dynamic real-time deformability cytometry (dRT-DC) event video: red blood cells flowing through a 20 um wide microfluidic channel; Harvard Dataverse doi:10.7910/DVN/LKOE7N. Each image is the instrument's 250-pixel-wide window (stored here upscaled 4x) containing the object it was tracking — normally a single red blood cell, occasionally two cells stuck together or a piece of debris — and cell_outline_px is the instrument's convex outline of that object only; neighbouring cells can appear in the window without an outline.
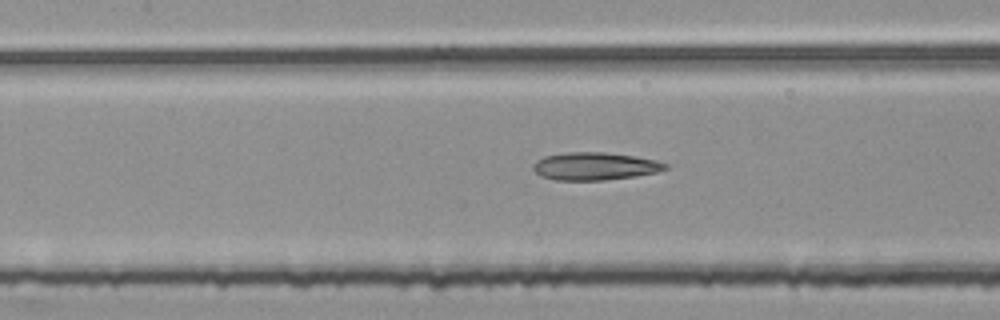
{"species": "common noctule bat (a hibernating species)", "species_latin": "Nyctalus noctula", "temperature_condition": "room temperature", "stored_images_in_passage": 54, "camera_frame_rate_fps": 3000, "um_per_image_px": 0.085, "animal": {"sex": "female", "body_mass_g": 25.1}, "frame": {"image": 1, "passage_image": 24, "time_ms": 7.667, "image_size_px": [1000, 320], "cell_outline_px": [[668, 168], [656, 172], [636, 176], [604, 180], [556, 180], [540, 176], [532, 168], [532, 164], [536, 160], [544, 156], [568, 152], [604, 152], [632, 156], [656, 160], [668, 164]], "centroid_in_image_um": [50.53, 14.13], "position_along_channel_um": 156.9, "area_um2": 21.33}}
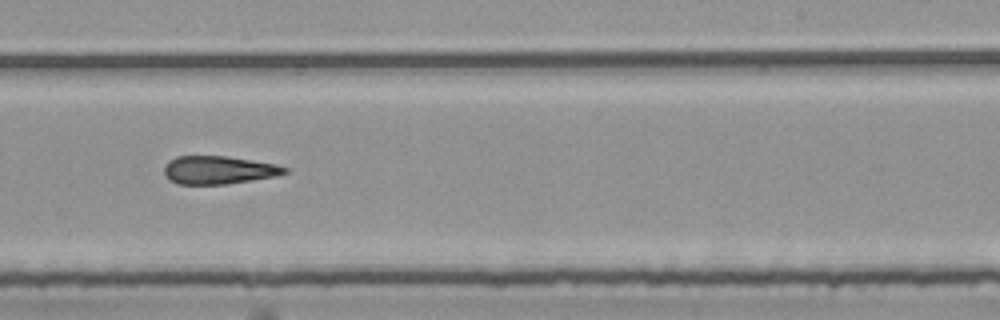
{"frame": {"image": 2, "passage_image": 33, "time_ms": 10.667, "image_size_px": [1000, 320], "cell_outline_px": [[288, 172], [276, 176], [228, 184], [180, 184], [172, 180], [164, 172], [164, 168], [168, 160], [176, 156], [228, 156], [276, 164], [288, 168]], "centroid_in_image_um": [18.61, 14.44], "position_along_channel_um": 270.4, "area_um2": 19.65}}
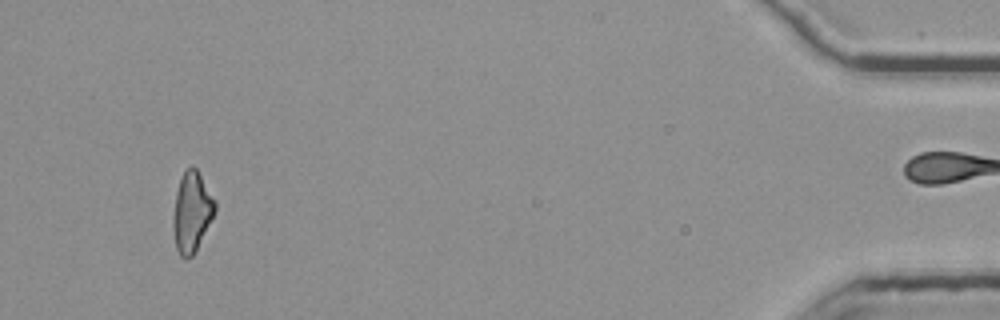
{"frame": {"image": 3, "passage_image": 51, "time_ms": 16.667, "image_size_px": [1000, 320], "cell_outline_px": [[216, 212], [192, 256], [184, 260], [180, 256], [176, 248], [172, 228], [172, 216], [176, 192], [184, 168], [192, 164], [196, 168], [216, 200]], "centroid_in_image_um": [16.29, 17.99], "position_along_channel_um": 418.9, "area_um2": 19.83}, "authors_computed_cell_mechanics": {"area_um2": 20.9236, "velocity_mm_per_s": 3.8025, "shape_relaxation_time_tau1_ms": null, "shape_relaxation_time_tau2_ms": 6.6245, "deformation_change_tau1": null, "deformation_change_tau2": 0.21}}